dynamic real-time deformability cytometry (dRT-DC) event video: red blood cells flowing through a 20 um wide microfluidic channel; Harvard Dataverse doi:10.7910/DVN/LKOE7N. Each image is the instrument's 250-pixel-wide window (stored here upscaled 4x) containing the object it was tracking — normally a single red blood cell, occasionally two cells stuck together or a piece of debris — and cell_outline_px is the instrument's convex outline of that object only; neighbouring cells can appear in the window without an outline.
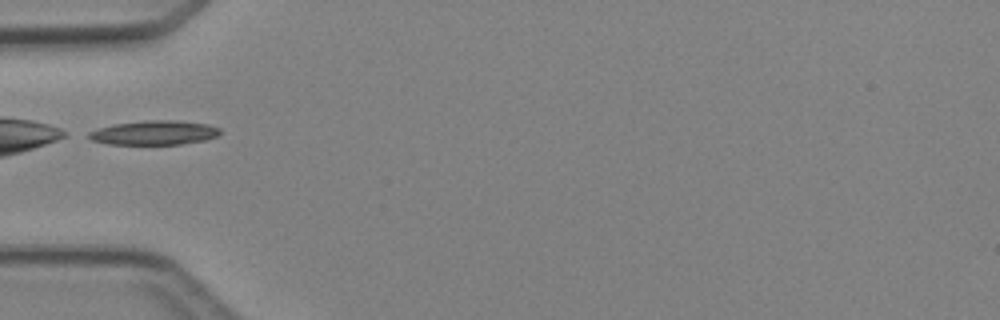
{"species": "Egyptian fruit bat (a non-hibernating species)", "species_latin": "Rousettus aegyptiacus", "temperature_condition": "cold", "stored_images_in_passage": 4, "camera_frame_rate_fps": 3000, "um_per_image_px": 0.085, "animal": {"sex": "female"}, "frame": {"image": 1, "passage_image": 3, "time_ms": 2.333, "image_size_px": [1000, 320], "cell_outline_px": [[220, 132], [216, 136], [204, 140], [180, 144], [108, 144], [92, 140], [88, 136], [88, 132], [96, 128], [112, 124], [148, 120], [176, 120], [208, 124], [220, 128]], "centroid_in_image_um": [13.08, 11.27], "position_along_channel_um": 71.9, "area_um2": 18.55}}
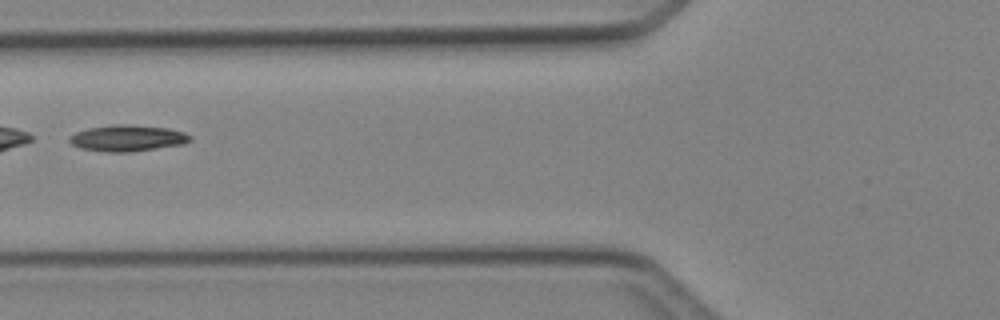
{"frame": {"image": 2, "passage_image": 4, "time_ms": 3.333, "image_size_px": [1000, 320], "cell_outline_px": [[192, 140], [184, 144], [132, 152], [104, 152], [80, 148], [72, 144], [68, 140], [68, 136], [76, 132], [88, 128], [112, 124], [128, 124], [168, 128], [184, 132], [192, 136]], "centroid_in_image_um": [10.83, 11.74], "position_along_channel_um": 115.0, "area_um2": 18.73}}